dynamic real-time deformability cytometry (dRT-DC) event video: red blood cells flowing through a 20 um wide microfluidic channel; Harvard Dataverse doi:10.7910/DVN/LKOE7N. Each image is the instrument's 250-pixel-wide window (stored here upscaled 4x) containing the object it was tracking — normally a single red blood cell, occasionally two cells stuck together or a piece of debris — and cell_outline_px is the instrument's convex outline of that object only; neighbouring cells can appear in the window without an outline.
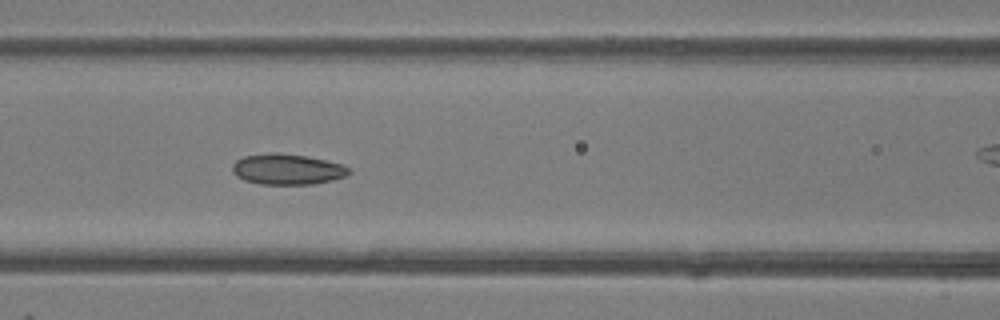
{"species": "common noctule bat (a hibernating species)", "species_latin": "Nyctalus noctula", "temperature_condition": "room temperature", "stored_images_in_passage": 37, "camera_frame_rate_fps": 3000, "um_per_image_px": 0.085, "animal": {"sex": "female"}, "frame": {"image": 1, "passage_image": 9, "time_ms": 2.667, "image_size_px": [1000, 320], "cell_outline_px": [[352, 172], [344, 176], [332, 180], [312, 184], [260, 184], [244, 180], [236, 176], [232, 172], [232, 164], [236, 160], [244, 156], [276, 152], [308, 156], [344, 164], [352, 168]], "centroid_in_image_um": [24.44, 14.38], "position_along_channel_um": 142.2, "area_um2": 21.04}}
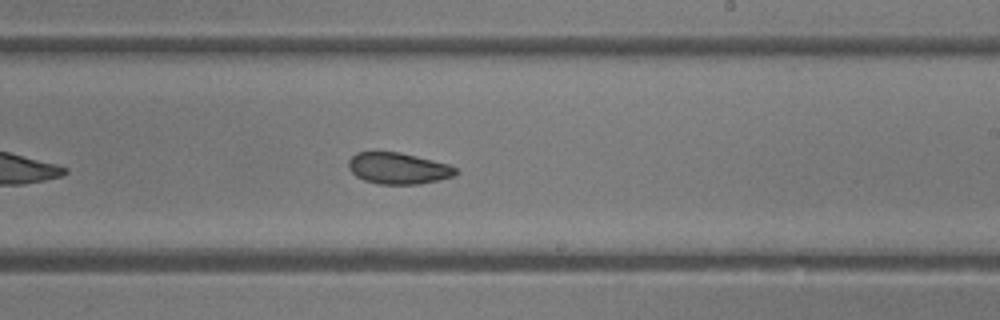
{"frame": {"image": 2, "passage_image": 17, "time_ms": 5.333, "image_size_px": [1000, 320], "cell_outline_px": [[460, 172], [452, 176], [420, 184], [380, 184], [364, 180], [356, 176], [348, 168], [348, 160], [356, 152], [400, 152], [448, 164], [456, 168]], "centroid_in_image_um": [33.83, 14.3], "position_along_channel_um": 255.2, "area_um2": 19.48}}
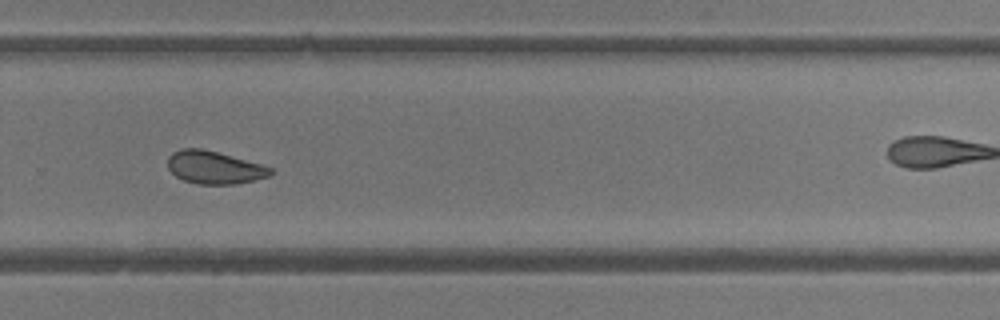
{"frame": {"image": 3, "passage_image": 21, "time_ms": 6.667, "image_size_px": [1000, 320], "cell_outline_px": [[272, 172], [268, 176], [236, 184], [200, 184], [184, 180], [176, 176], [168, 168], [168, 156], [172, 152], [180, 148], [200, 148], [216, 152], [260, 164], [272, 168]], "centroid_in_image_um": [18.16, 14.23], "position_along_channel_um": 311.6, "area_um2": 19.31}, "authors_computed_cell_mechanics": {"area_um2": 21.0392, "velocity_mm_per_s": 4.2545, "shape_relaxation_time_tau1_ms": 3.8788, "shape_relaxation_time_tau2_ms": 2.5072, "deformation_change_tau1": 0.0969, "deformation_change_tau2": 0.0621}}